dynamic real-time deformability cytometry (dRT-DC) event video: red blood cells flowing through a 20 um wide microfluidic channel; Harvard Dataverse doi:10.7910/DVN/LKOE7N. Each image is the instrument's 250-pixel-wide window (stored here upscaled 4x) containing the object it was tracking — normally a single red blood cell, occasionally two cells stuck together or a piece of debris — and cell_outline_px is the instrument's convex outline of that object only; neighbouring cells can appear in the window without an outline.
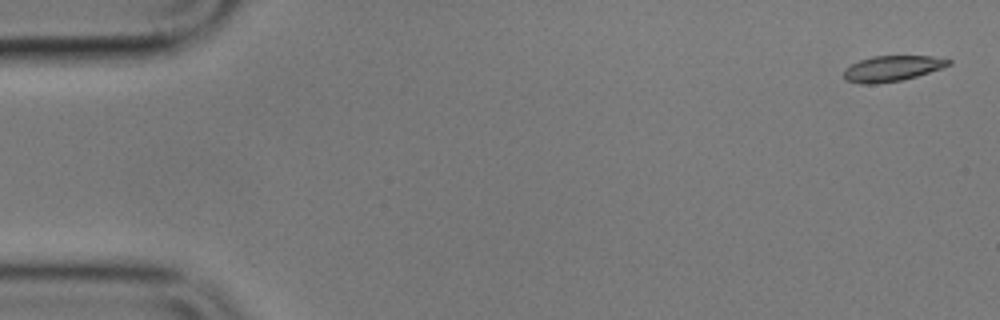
{"species": "common noctule bat (a hibernating species)", "species_latin": "Nyctalus noctula", "temperature_condition": "cold", "stored_images_in_passage": 6, "camera_frame_rate_fps": 3000, "um_per_image_px": 0.085, "animal": {"sex": "male", "body_mass_g": 17.9}, "frame": {"image": 1, "passage_image": 1, "time_ms": 0.0, "image_size_px": [1000, 320], "cell_outline_px": [[952, 64], [916, 76], [900, 80], [872, 84], [860, 84], [844, 80], [844, 68], [860, 60], [872, 56], [932, 56], [952, 60]], "centroid_in_image_um": [75.79, 5.81], "position_along_channel_um": 9.2, "area_um2": 15.49}}
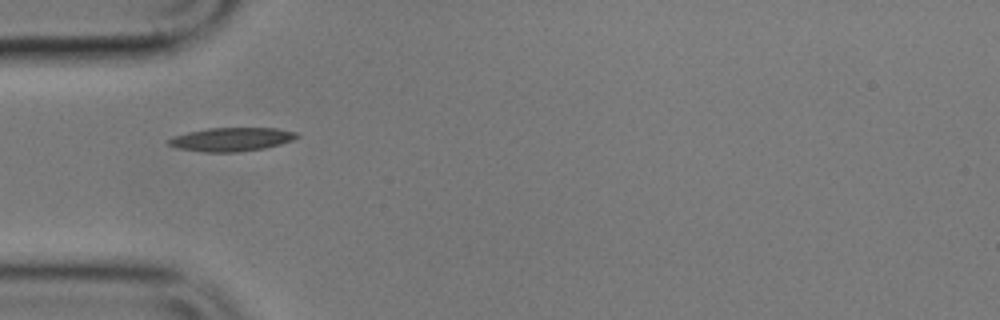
{"frame": {"image": 2, "passage_image": 5, "time_ms": 5.333, "image_size_px": [1000, 320], "cell_outline_px": [[300, 136], [292, 140], [280, 144], [264, 148], [236, 152], [204, 152], [180, 148], [168, 144], [168, 140], [172, 136], [188, 132], [208, 128], [276, 128], [296, 132]], "centroid_in_image_um": [19.68, 11.84], "position_along_channel_um": 65.3, "area_um2": 17.51}}
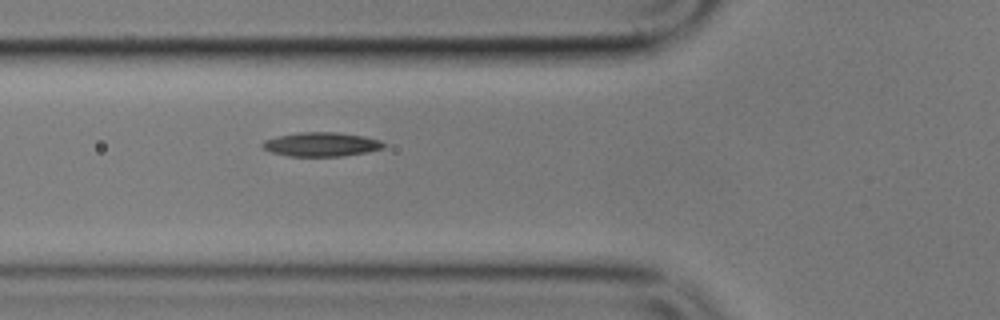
{"frame": {"image": 3, "passage_image": 6, "time_ms": 6.333, "image_size_px": [1000, 320], "cell_outline_px": [[384, 148], [368, 152], [344, 156], [288, 156], [272, 152], [264, 148], [260, 144], [264, 140], [280, 136], [300, 132], [336, 132], [364, 136], [380, 140], [384, 144]], "centroid_in_image_um": [27.33, 12.27], "position_along_channel_um": 98.5, "area_um2": 16.94}}